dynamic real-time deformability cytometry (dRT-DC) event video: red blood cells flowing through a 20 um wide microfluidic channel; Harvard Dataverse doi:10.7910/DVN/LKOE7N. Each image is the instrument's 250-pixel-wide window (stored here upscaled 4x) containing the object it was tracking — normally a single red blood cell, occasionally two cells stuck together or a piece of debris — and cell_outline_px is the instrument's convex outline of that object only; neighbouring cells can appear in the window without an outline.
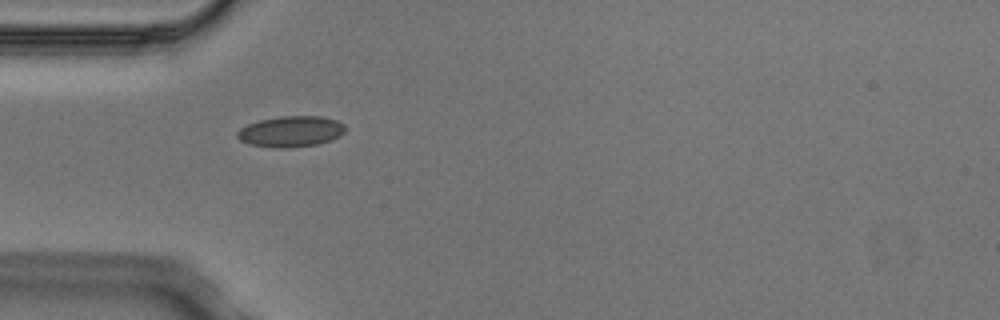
{"species": "Egyptian fruit bat (a non-hibernating species)", "species_latin": "Rousettus aegyptiacus", "temperature_condition": "cold", "stored_images_in_passage": 5, "camera_frame_rate_fps": 3000, "um_per_image_px": 0.085, "animal": {"sex": "male"}, "frame": {"image": 1, "passage_image": 1, "time_ms": 0.0, "image_size_px": [1000, 320], "cell_outline_px": [[344, 132], [340, 136], [332, 140], [316, 144], [288, 148], [272, 148], [248, 144], [240, 140], [236, 136], [236, 132], [240, 128], [248, 124], [260, 120], [280, 116], [320, 116], [336, 120], [344, 124]], "centroid_in_image_um": [24.7, 11.18], "position_along_channel_um": 60.3, "area_um2": 19.54}}
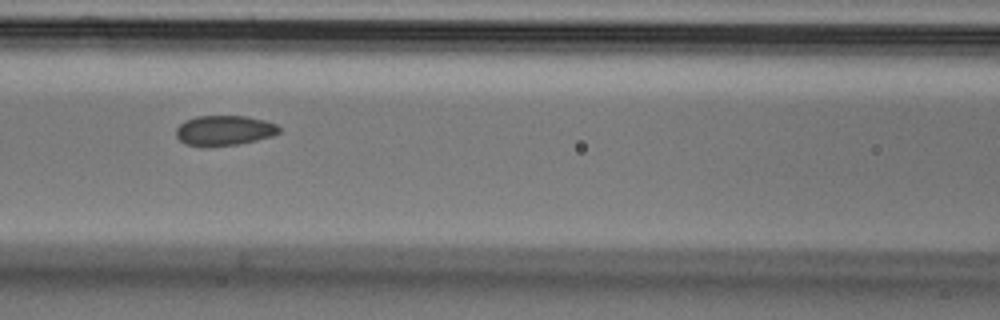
{"frame": {"image": 2, "passage_image": 3, "time_ms": 0.667, "image_size_px": [1000, 320], "cell_outline_px": [[280, 132], [272, 136], [256, 140], [236, 144], [204, 148], [184, 144], [176, 136], [176, 128], [184, 120], [196, 116], [248, 116], [264, 120], [276, 124], [280, 128]], "centroid_in_image_um": [19.02, 11.1], "position_along_channel_um": 147.6, "area_um2": 18.32}}
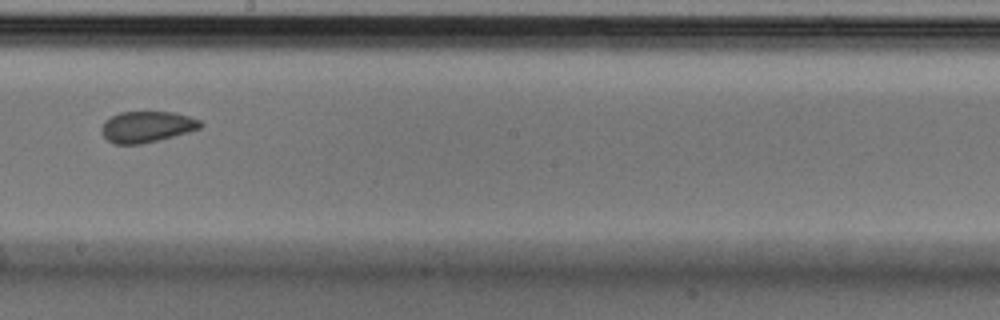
{"frame": {"image": 3, "passage_image": 5, "time_ms": 1.333, "image_size_px": [1000, 320], "cell_outline_px": [[204, 124], [200, 128], [188, 132], [140, 144], [116, 144], [108, 140], [100, 132], [100, 128], [104, 120], [120, 112], [176, 112], [200, 120]], "centroid_in_image_um": [12.46, 10.76], "position_along_channel_um": 235.7, "area_um2": 17.86}}